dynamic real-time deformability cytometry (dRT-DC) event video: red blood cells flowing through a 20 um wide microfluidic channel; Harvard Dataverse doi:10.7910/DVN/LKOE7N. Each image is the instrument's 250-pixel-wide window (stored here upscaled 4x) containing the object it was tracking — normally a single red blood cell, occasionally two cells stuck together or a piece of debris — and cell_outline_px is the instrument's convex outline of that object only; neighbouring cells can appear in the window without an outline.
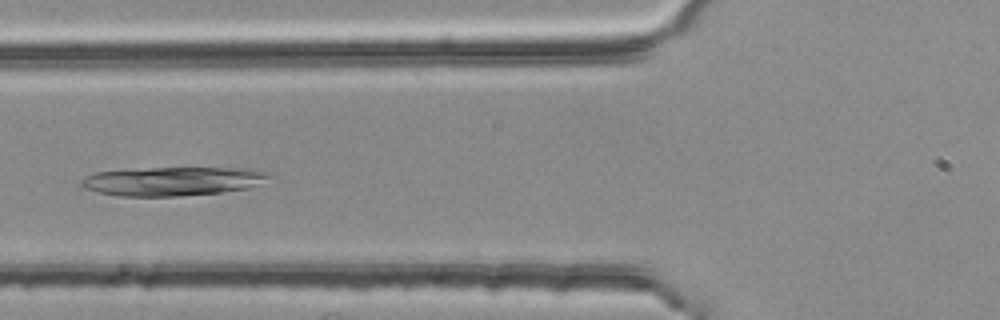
{"species": "common noctule bat (a hibernating species)", "species_latin": "Nyctalus noctula", "temperature_condition": "room temperature", "stored_images_in_passage": 5, "camera_frame_rate_fps": 3000, "um_per_image_px": 0.085, "animal": {"sex": "female", "body_mass_g": 25.1}, "frame": {"image": 1, "passage_image": 5, "time_ms": 1.333, "image_size_px": [1000, 320], "cell_outline_px": [[276, 176], [248, 188], [220, 192], [176, 196], [120, 196], [96, 192], [84, 188], [80, 184], [80, 180], [84, 176], [96, 172], [152, 168], [248, 168], [272, 172]], "centroid_in_image_um": [14.72, 15.4], "position_along_channel_um": 111.1, "area_um2": 31.67}}